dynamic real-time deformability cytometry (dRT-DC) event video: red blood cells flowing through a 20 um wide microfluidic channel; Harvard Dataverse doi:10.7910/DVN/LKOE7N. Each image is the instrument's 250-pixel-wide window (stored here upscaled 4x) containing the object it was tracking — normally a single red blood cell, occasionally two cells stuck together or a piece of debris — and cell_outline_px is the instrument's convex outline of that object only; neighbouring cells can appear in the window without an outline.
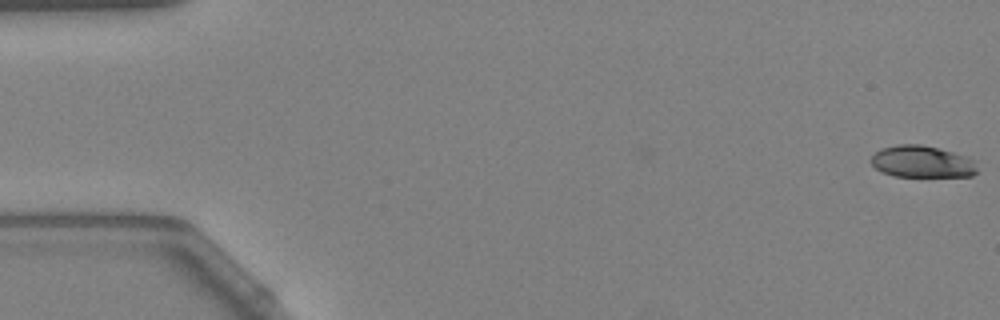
{"species": "Egyptian fruit bat (a non-hibernating species)", "species_latin": "Rousettus aegyptiacus", "temperature_condition": "warm", "stored_images_in_passage": 4, "camera_frame_rate_fps": 3000, "um_per_image_px": 0.085, "animal": {"sex": "female"}, "frame": {"image": 1, "passage_image": 1, "time_ms": 0.0, "image_size_px": [1000, 320], "cell_outline_px": [[976, 172], [972, 176], [896, 176], [880, 172], [868, 160], [880, 148], [896, 144], [920, 144], [968, 156], [976, 160]], "centroid_in_image_um": [78.35, 13.73], "position_along_channel_um": 6.6, "area_um2": 19.83}}